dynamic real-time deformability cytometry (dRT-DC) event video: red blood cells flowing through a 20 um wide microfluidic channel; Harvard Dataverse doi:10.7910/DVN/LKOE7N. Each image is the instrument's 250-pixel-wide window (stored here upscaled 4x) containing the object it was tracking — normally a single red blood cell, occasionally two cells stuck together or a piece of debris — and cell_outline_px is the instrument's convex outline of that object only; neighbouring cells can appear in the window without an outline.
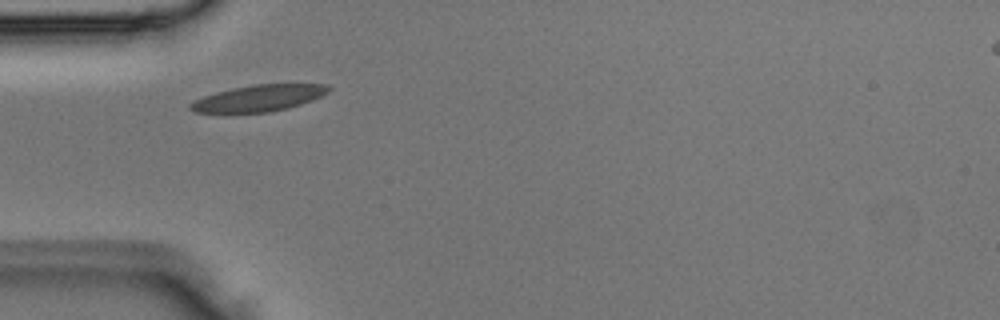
{"species": "Egyptian fruit bat (a non-hibernating species)", "species_latin": "Rousettus aegyptiacus", "temperature_condition": "room temperature", "stored_images_in_passage": 5, "camera_frame_rate_fps": 3000, "um_per_image_px": 0.085, "animal": {"sex": "male"}, "frame": {"image": 1, "passage_image": 4, "time_ms": 1.0, "image_size_px": [1000, 320], "cell_outline_px": [[332, 88], [328, 92], [312, 100], [288, 108], [268, 112], [196, 112], [188, 108], [188, 104], [204, 96], [216, 92], [232, 88], [252, 84], [328, 84]], "centroid_in_image_um": [22.01, 8.33], "position_along_channel_um": 63.0, "area_um2": 21.1}}
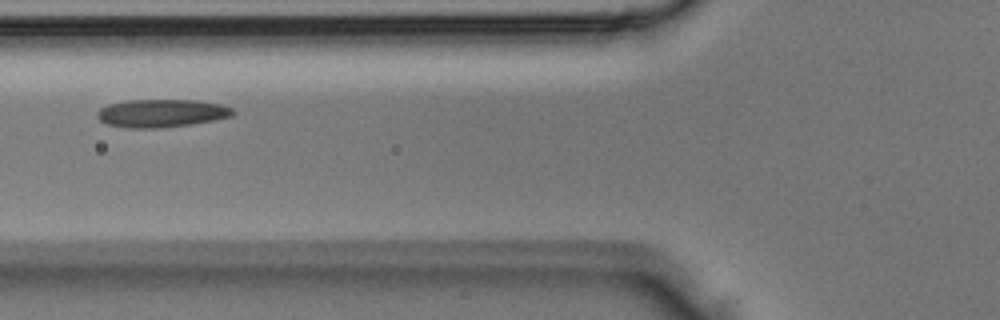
{"frame": {"image": 2, "passage_image": 5, "time_ms": 1.333, "image_size_px": [1000, 320], "cell_outline_px": [[236, 112], [232, 116], [212, 120], [188, 124], [156, 128], [128, 128], [108, 124], [100, 120], [96, 116], [96, 112], [100, 108], [108, 104], [128, 100], [196, 100], [220, 104], [232, 108]], "centroid_in_image_um": [13.7, 9.61], "position_along_channel_um": 112.1, "area_um2": 21.96}}